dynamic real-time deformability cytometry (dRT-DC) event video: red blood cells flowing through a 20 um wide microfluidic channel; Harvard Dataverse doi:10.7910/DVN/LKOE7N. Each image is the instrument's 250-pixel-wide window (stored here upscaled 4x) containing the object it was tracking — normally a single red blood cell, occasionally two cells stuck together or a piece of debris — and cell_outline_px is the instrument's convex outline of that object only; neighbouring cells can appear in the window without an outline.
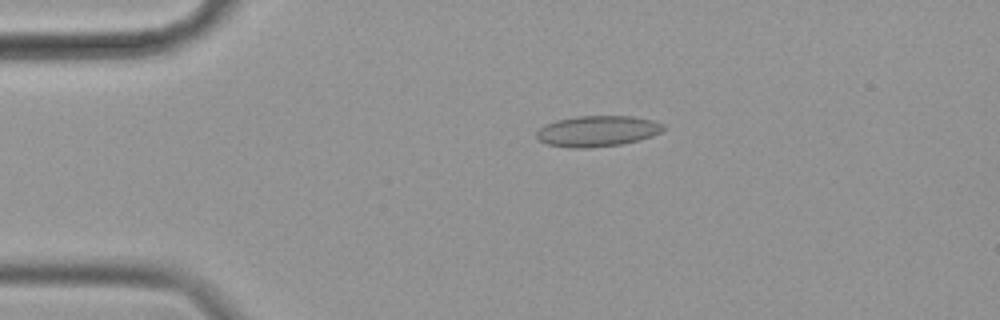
{"species": "common noctule bat (a hibernating species)", "species_latin": "Nyctalus noctula", "temperature_condition": "cold", "stored_images_in_passage": 58, "camera_frame_rate_fps": 3000, "um_per_image_px": 0.085, "animal": {"sex": "female", "body_mass_g": 19.9}, "frame": {"image": 1, "passage_image": 12, "time_ms": 3.667, "image_size_px": [1000, 320], "cell_outline_px": [[664, 128], [660, 132], [652, 136], [620, 144], [588, 148], [568, 148], [548, 144], [540, 140], [536, 136], [536, 132], [540, 128], [556, 120], [576, 116], [632, 116], [652, 120], [664, 124]], "centroid_in_image_um": [50.77, 11.14], "position_along_channel_um": 34.2, "area_um2": 22.6}}
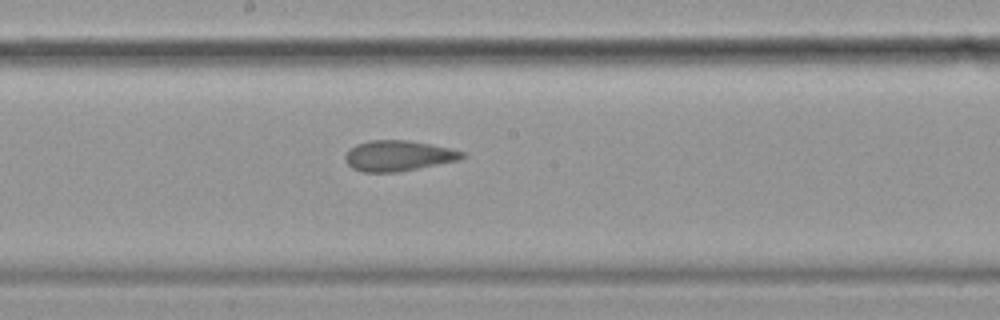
{"frame": {"image": 2, "passage_image": 31, "time_ms": 10.0, "image_size_px": [1000, 320], "cell_outline_px": [[464, 156], [460, 160], [400, 172], [364, 172], [352, 168], [344, 160], [344, 156], [356, 144], [368, 140], [408, 140], [448, 148], [464, 152]], "centroid_in_image_um": [33.83, 13.25], "position_along_channel_um": 214.4, "area_um2": 20.75}}
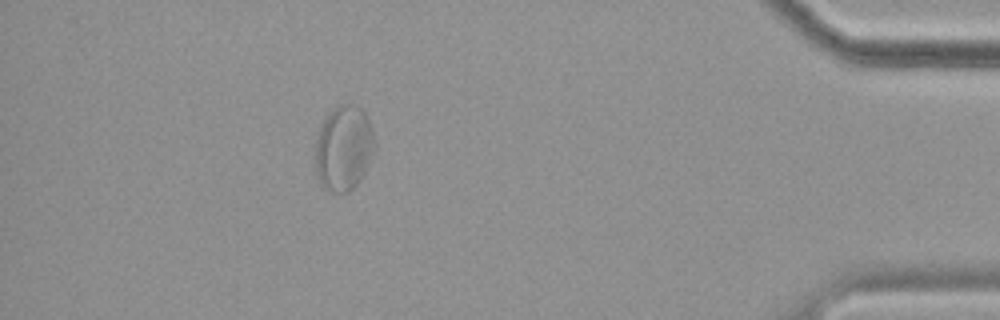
{"frame": {"image": 3, "passage_image": 52, "time_ms": 17.0, "image_size_px": [1000, 320], "cell_outline_px": [[376, 148], [364, 176], [348, 192], [332, 192], [324, 188], [320, 184], [316, 176], [316, 140], [320, 124], [332, 108], [340, 104], [352, 104], [360, 108], [364, 112], [368, 120], [376, 144]], "centroid_in_image_um": [29.22, 12.6], "position_along_channel_um": 406.0, "area_um2": 29.77}, "authors_computed_cell_mechanics": {"area_um2": 21.7906, "velocity_mm_per_s": 3.4404, "shape_relaxation_time_tau1_ms": null, "shape_relaxation_time_tau2_ms": 1.9355, "deformation_change_tau1": null, "deformation_change_tau2": 0.0659}}